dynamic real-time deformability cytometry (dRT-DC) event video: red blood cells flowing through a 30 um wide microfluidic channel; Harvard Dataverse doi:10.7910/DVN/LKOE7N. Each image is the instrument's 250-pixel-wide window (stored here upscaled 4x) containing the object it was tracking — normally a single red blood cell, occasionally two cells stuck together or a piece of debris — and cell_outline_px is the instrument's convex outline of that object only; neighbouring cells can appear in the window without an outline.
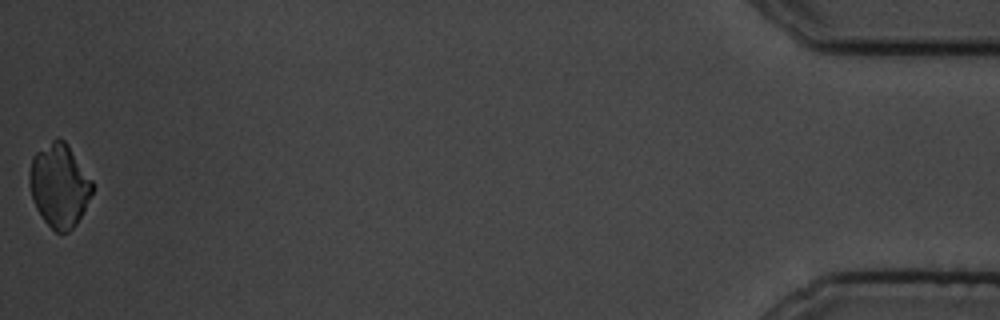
{"species": "common noctule bat (a hibernating species)", "species_latin": "Nyctalus noctula", "temperature_condition": "cold", "stored_images_in_passage": 56, "camera_frame_rate_fps": 3000, "um_per_image_px": 0.085, "animal": {"sex": "male", "body_mass_g": 19.5, "forearm_length_mm": 54.6}, "frame": {"image": 1, "passage_image": 56, "time_ms": 18.333, "image_size_px": [1000, 320], "cell_outline_px": [[92, 192], [76, 224], [68, 232], [56, 232], [44, 220], [36, 208], [32, 200], [28, 184], [28, 172], [32, 156], [36, 152], [56, 136], [64, 140], [68, 144], [92, 180]], "centroid_in_image_um": [5.0, 15.72], "position_along_channel_um": 430.2, "area_um2": 30.58}}